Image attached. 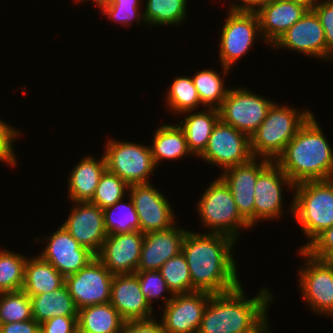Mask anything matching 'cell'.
<instances>
[{"label": "cell", "mask_w": 333, "mask_h": 333, "mask_svg": "<svg viewBox=\"0 0 333 333\" xmlns=\"http://www.w3.org/2000/svg\"><path fill=\"white\" fill-rule=\"evenodd\" d=\"M271 47L277 50L290 49L305 56L326 60L324 29L313 10H308Z\"/></svg>", "instance_id": "19"}, {"label": "cell", "mask_w": 333, "mask_h": 333, "mask_svg": "<svg viewBox=\"0 0 333 333\" xmlns=\"http://www.w3.org/2000/svg\"><path fill=\"white\" fill-rule=\"evenodd\" d=\"M222 27L218 52L222 72L226 76L233 65L253 48L257 37L261 40L262 36L256 12L229 10Z\"/></svg>", "instance_id": "7"}, {"label": "cell", "mask_w": 333, "mask_h": 333, "mask_svg": "<svg viewBox=\"0 0 333 333\" xmlns=\"http://www.w3.org/2000/svg\"><path fill=\"white\" fill-rule=\"evenodd\" d=\"M273 103L274 101L245 87H231L218 108L219 117L222 122L251 137L266 118Z\"/></svg>", "instance_id": "10"}, {"label": "cell", "mask_w": 333, "mask_h": 333, "mask_svg": "<svg viewBox=\"0 0 333 333\" xmlns=\"http://www.w3.org/2000/svg\"><path fill=\"white\" fill-rule=\"evenodd\" d=\"M250 137L219 120L211 133L208 145L198 157L211 165H217L222 172L250 161L253 158Z\"/></svg>", "instance_id": "11"}, {"label": "cell", "mask_w": 333, "mask_h": 333, "mask_svg": "<svg viewBox=\"0 0 333 333\" xmlns=\"http://www.w3.org/2000/svg\"><path fill=\"white\" fill-rule=\"evenodd\" d=\"M122 331L123 333H164L161 321H156V318L126 321Z\"/></svg>", "instance_id": "44"}, {"label": "cell", "mask_w": 333, "mask_h": 333, "mask_svg": "<svg viewBox=\"0 0 333 333\" xmlns=\"http://www.w3.org/2000/svg\"><path fill=\"white\" fill-rule=\"evenodd\" d=\"M294 1L295 3H299L309 10H312L321 0H290Z\"/></svg>", "instance_id": "47"}, {"label": "cell", "mask_w": 333, "mask_h": 333, "mask_svg": "<svg viewBox=\"0 0 333 333\" xmlns=\"http://www.w3.org/2000/svg\"><path fill=\"white\" fill-rule=\"evenodd\" d=\"M284 187L294 190L295 184L274 161H271L260 172L254 188L255 226L257 221L281 218L284 210L282 196Z\"/></svg>", "instance_id": "13"}, {"label": "cell", "mask_w": 333, "mask_h": 333, "mask_svg": "<svg viewBox=\"0 0 333 333\" xmlns=\"http://www.w3.org/2000/svg\"><path fill=\"white\" fill-rule=\"evenodd\" d=\"M141 0H108L98 6L102 15L107 16L110 21L118 22L124 27H130L135 21L145 23L144 15L140 12ZM136 19V20H135ZM133 20V21H132Z\"/></svg>", "instance_id": "37"}, {"label": "cell", "mask_w": 333, "mask_h": 333, "mask_svg": "<svg viewBox=\"0 0 333 333\" xmlns=\"http://www.w3.org/2000/svg\"><path fill=\"white\" fill-rule=\"evenodd\" d=\"M313 112L274 102L266 118L250 137L254 157L275 161Z\"/></svg>", "instance_id": "5"}, {"label": "cell", "mask_w": 333, "mask_h": 333, "mask_svg": "<svg viewBox=\"0 0 333 333\" xmlns=\"http://www.w3.org/2000/svg\"><path fill=\"white\" fill-rule=\"evenodd\" d=\"M129 203L124 199L103 209L104 227L107 235L140 231V222L134 203L130 197Z\"/></svg>", "instance_id": "31"}, {"label": "cell", "mask_w": 333, "mask_h": 333, "mask_svg": "<svg viewBox=\"0 0 333 333\" xmlns=\"http://www.w3.org/2000/svg\"><path fill=\"white\" fill-rule=\"evenodd\" d=\"M28 257L0 249V293L22 290Z\"/></svg>", "instance_id": "34"}, {"label": "cell", "mask_w": 333, "mask_h": 333, "mask_svg": "<svg viewBox=\"0 0 333 333\" xmlns=\"http://www.w3.org/2000/svg\"><path fill=\"white\" fill-rule=\"evenodd\" d=\"M125 321L111 303L86 306L78 310V333H119Z\"/></svg>", "instance_id": "28"}, {"label": "cell", "mask_w": 333, "mask_h": 333, "mask_svg": "<svg viewBox=\"0 0 333 333\" xmlns=\"http://www.w3.org/2000/svg\"><path fill=\"white\" fill-rule=\"evenodd\" d=\"M31 299L23 290L0 293V324L31 320Z\"/></svg>", "instance_id": "36"}, {"label": "cell", "mask_w": 333, "mask_h": 333, "mask_svg": "<svg viewBox=\"0 0 333 333\" xmlns=\"http://www.w3.org/2000/svg\"><path fill=\"white\" fill-rule=\"evenodd\" d=\"M309 9L294 1H266L257 11L262 40L272 46Z\"/></svg>", "instance_id": "23"}, {"label": "cell", "mask_w": 333, "mask_h": 333, "mask_svg": "<svg viewBox=\"0 0 333 333\" xmlns=\"http://www.w3.org/2000/svg\"><path fill=\"white\" fill-rule=\"evenodd\" d=\"M14 126H9V123L2 121L0 118V161L6 165L16 166L17 157L13 150V144L20 133Z\"/></svg>", "instance_id": "41"}, {"label": "cell", "mask_w": 333, "mask_h": 333, "mask_svg": "<svg viewBox=\"0 0 333 333\" xmlns=\"http://www.w3.org/2000/svg\"><path fill=\"white\" fill-rule=\"evenodd\" d=\"M105 170L104 155L98 160L92 155L81 158L68 177L69 200L71 202H90Z\"/></svg>", "instance_id": "24"}, {"label": "cell", "mask_w": 333, "mask_h": 333, "mask_svg": "<svg viewBox=\"0 0 333 333\" xmlns=\"http://www.w3.org/2000/svg\"><path fill=\"white\" fill-rule=\"evenodd\" d=\"M0 333H40V324L35 319L0 324Z\"/></svg>", "instance_id": "45"}, {"label": "cell", "mask_w": 333, "mask_h": 333, "mask_svg": "<svg viewBox=\"0 0 333 333\" xmlns=\"http://www.w3.org/2000/svg\"><path fill=\"white\" fill-rule=\"evenodd\" d=\"M65 283V277L39 255L27 258L22 290L29 296L50 293Z\"/></svg>", "instance_id": "27"}, {"label": "cell", "mask_w": 333, "mask_h": 333, "mask_svg": "<svg viewBox=\"0 0 333 333\" xmlns=\"http://www.w3.org/2000/svg\"><path fill=\"white\" fill-rule=\"evenodd\" d=\"M216 70L203 69L191 77L198 92L201 104L205 108H219L230 88L225 87L224 77Z\"/></svg>", "instance_id": "32"}, {"label": "cell", "mask_w": 333, "mask_h": 333, "mask_svg": "<svg viewBox=\"0 0 333 333\" xmlns=\"http://www.w3.org/2000/svg\"><path fill=\"white\" fill-rule=\"evenodd\" d=\"M187 231L175 224L166 230L144 233L137 271L160 270L167 260L182 252Z\"/></svg>", "instance_id": "21"}, {"label": "cell", "mask_w": 333, "mask_h": 333, "mask_svg": "<svg viewBox=\"0 0 333 333\" xmlns=\"http://www.w3.org/2000/svg\"><path fill=\"white\" fill-rule=\"evenodd\" d=\"M200 197L196 211L203 226L209 228L208 233L227 235L237 241L242 228L251 229L240 215L232 192L219 175Z\"/></svg>", "instance_id": "6"}, {"label": "cell", "mask_w": 333, "mask_h": 333, "mask_svg": "<svg viewBox=\"0 0 333 333\" xmlns=\"http://www.w3.org/2000/svg\"><path fill=\"white\" fill-rule=\"evenodd\" d=\"M73 208L63 226L70 235L95 256L99 253L107 233L103 209L90 202H72Z\"/></svg>", "instance_id": "20"}, {"label": "cell", "mask_w": 333, "mask_h": 333, "mask_svg": "<svg viewBox=\"0 0 333 333\" xmlns=\"http://www.w3.org/2000/svg\"><path fill=\"white\" fill-rule=\"evenodd\" d=\"M110 303L125 322L154 317V310L146 301L135 274L113 276Z\"/></svg>", "instance_id": "22"}, {"label": "cell", "mask_w": 333, "mask_h": 333, "mask_svg": "<svg viewBox=\"0 0 333 333\" xmlns=\"http://www.w3.org/2000/svg\"><path fill=\"white\" fill-rule=\"evenodd\" d=\"M127 192H129V185L116 174L106 169L100 178L90 203L104 209L124 199L125 195H128Z\"/></svg>", "instance_id": "38"}, {"label": "cell", "mask_w": 333, "mask_h": 333, "mask_svg": "<svg viewBox=\"0 0 333 333\" xmlns=\"http://www.w3.org/2000/svg\"><path fill=\"white\" fill-rule=\"evenodd\" d=\"M32 318L42 323L57 316H78V309L65 283L50 293L29 296Z\"/></svg>", "instance_id": "29"}, {"label": "cell", "mask_w": 333, "mask_h": 333, "mask_svg": "<svg viewBox=\"0 0 333 333\" xmlns=\"http://www.w3.org/2000/svg\"><path fill=\"white\" fill-rule=\"evenodd\" d=\"M236 242L227 235L187 231L182 253L187 260L192 292L222 294L241 285L232 256Z\"/></svg>", "instance_id": "1"}, {"label": "cell", "mask_w": 333, "mask_h": 333, "mask_svg": "<svg viewBox=\"0 0 333 333\" xmlns=\"http://www.w3.org/2000/svg\"><path fill=\"white\" fill-rule=\"evenodd\" d=\"M298 253L304 256L298 275L302 298L313 312L333 318V260L316 259L303 249Z\"/></svg>", "instance_id": "9"}, {"label": "cell", "mask_w": 333, "mask_h": 333, "mask_svg": "<svg viewBox=\"0 0 333 333\" xmlns=\"http://www.w3.org/2000/svg\"><path fill=\"white\" fill-rule=\"evenodd\" d=\"M78 316H57L40 323V333H78Z\"/></svg>", "instance_id": "43"}, {"label": "cell", "mask_w": 333, "mask_h": 333, "mask_svg": "<svg viewBox=\"0 0 333 333\" xmlns=\"http://www.w3.org/2000/svg\"><path fill=\"white\" fill-rule=\"evenodd\" d=\"M243 288L211 294L197 333H269L267 311L274 295L264 287L248 299Z\"/></svg>", "instance_id": "2"}, {"label": "cell", "mask_w": 333, "mask_h": 333, "mask_svg": "<svg viewBox=\"0 0 333 333\" xmlns=\"http://www.w3.org/2000/svg\"><path fill=\"white\" fill-rule=\"evenodd\" d=\"M258 159L260 161L258 162ZM271 162L253 157L250 161L230 167L219 174L232 192L240 215L254 226V188L260 172Z\"/></svg>", "instance_id": "17"}, {"label": "cell", "mask_w": 333, "mask_h": 333, "mask_svg": "<svg viewBox=\"0 0 333 333\" xmlns=\"http://www.w3.org/2000/svg\"><path fill=\"white\" fill-rule=\"evenodd\" d=\"M88 1V0H80L79 2ZM92 1L95 2L96 6L98 7L100 4L107 2L108 0H89V2Z\"/></svg>", "instance_id": "48"}, {"label": "cell", "mask_w": 333, "mask_h": 333, "mask_svg": "<svg viewBox=\"0 0 333 333\" xmlns=\"http://www.w3.org/2000/svg\"><path fill=\"white\" fill-rule=\"evenodd\" d=\"M134 274L138 277L141 291L151 308L155 299L161 298L164 301V306L172 299L173 294L168 289L166 281L159 270L136 271ZM163 292H168L167 294L170 297H165Z\"/></svg>", "instance_id": "39"}, {"label": "cell", "mask_w": 333, "mask_h": 333, "mask_svg": "<svg viewBox=\"0 0 333 333\" xmlns=\"http://www.w3.org/2000/svg\"><path fill=\"white\" fill-rule=\"evenodd\" d=\"M143 12L146 25L180 26L187 13V0H146Z\"/></svg>", "instance_id": "30"}, {"label": "cell", "mask_w": 333, "mask_h": 333, "mask_svg": "<svg viewBox=\"0 0 333 333\" xmlns=\"http://www.w3.org/2000/svg\"><path fill=\"white\" fill-rule=\"evenodd\" d=\"M323 1V2H322ZM312 10L318 16L324 29L326 61L333 59V0H322Z\"/></svg>", "instance_id": "40"}, {"label": "cell", "mask_w": 333, "mask_h": 333, "mask_svg": "<svg viewBox=\"0 0 333 333\" xmlns=\"http://www.w3.org/2000/svg\"><path fill=\"white\" fill-rule=\"evenodd\" d=\"M303 250L316 259L333 260V226L323 230Z\"/></svg>", "instance_id": "42"}, {"label": "cell", "mask_w": 333, "mask_h": 333, "mask_svg": "<svg viewBox=\"0 0 333 333\" xmlns=\"http://www.w3.org/2000/svg\"><path fill=\"white\" fill-rule=\"evenodd\" d=\"M288 207L309 239L304 249L323 230L333 226V178L296 184Z\"/></svg>", "instance_id": "4"}, {"label": "cell", "mask_w": 333, "mask_h": 333, "mask_svg": "<svg viewBox=\"0 0 333 333\" xmlns=\"http://www.w3.org/2000/svg\"><path fill=\"white\" fill-rule=\"evenodd\" d=\"M128 195L134 203L142 233L166 230L177 223L170 200L153 184L129 185Z\"/></svg>", "instance_id": "14"}, {"label": "cell", "mask_w": 333, "mask_h": 333, "mask_svg": "<svg viewBox=\"0 0 333 333\" xmlns=\"http://www.w3.org/2000/svg\"><path fill=\"white\" fill-rule=\"evenodd\" d=\"M274 162L295 185L333 178V150L313 113Z\"/></svg>", "instance_id": "3"}, {"label": "cell", "mask_w": 333, "mask_h": 333, "mask_svg": "<svg viewBox=\"0 0 333 333\" xmlns=\"http://www.w3.org/2000/svg\"><path fill=\"white\" fill-rule=\"evenodd\" d=\"M211 293L175 294L162 309L164 333H197Z\"/></svg>", "instance_id": "15"}, {"label": "cell", "mask_w": 333, "mask_h": 333, "mask_svg": "<svg viewBox=\"0 0 333 333\" xmlns=\"http://www.w3.org/2000/svg\"><path fill=\"white\" fill-rule=\"evenodd\" d=\"M45 240L46 247L39 256L52 264L64 277L77 273L96 257L81 246L63 226Z\"/></svg>", "instance_id": "18"}, {"label": "cell", "mask_w": 333, "mask_h": 333, "mask_svg": "<svg viewBox=\"0 0 333 333\" xmlns=\"http://www.w3.org/2000/svg\"><path fill=\"white\" fill-rule=\"evenodd\" d=\"M113 274L94 257L77 273L65 277L77 309L110 302Z\"/></svg>", "instance_id": "12"}, {"label": "cell", "mask_w": 333, "mask_h": 333, "mask_svg": "<svg viewBox=\"0 0 333 333\" xmlns=\"http://www.w3.org/2000/svg\"><path fill=\"white\" fill-rule=\"evenodd\" d=\"M267 1H287V0H267Z\"/></svg>", "instance_id": "49"}, {"label": "cell", "mask_w": 333, "mask_h": 333, "mask_svg": "<svg viewBox=\"0 0 333 333\" xmlns=\"http://www.w3.org/2000/svg\"><path fill=\"white\" fill-rule=\"evenodd\" d=\"M185 114L188 115L178 125L184 132L189 151L197 158L206 149L211 133L220 120L219 111L217 108H205L204 111H188L181 115Z\"/></svg>", "instance_id": "25"}, {"label": "cell", "mask_w": 333, "mask_h": 333, "mask_svg": "<svg viewBox=\"0 0 333 333\" xmlns=\"http://www.w3.org/2000/svg\"><path fill=\"white\" fill-rule=\"evenodd\" d=\"M143 242L141 231L107 235L96 257L113 275L134 274Z\"/></svg>", "instance_id": "16"}, {"label": "cell", "mask_w": 333, "mask_h": 333, "mask_svg": "<svg viewBox=\"0 0 333 333\" xmlns=\"http://www.w3.org/2000/svg\"><path fill=\"white\" fill-rule=\"evenodd\" d=\"M150 147L152 158L157 167L161 161L180 160L192 153L189 151L183 130L176 124H163L153 133Z\"/></svg>", "instance_id": "26"}, {"label": "cell", "mask_w": 333, "mask_h": 333, "mask_svg": "<svg viewBox=\"0 0 333 333\" xmlns=\"http://www.w3.org/2000/svg\"><path fill=\"white\" fill-rule=\"evenodd\" d=\"M165 96V103L170 109L169 111H174L173 113L178 115L194 111L202 105L190 76H176Z\"/></svg>", "instance_id": "33"}, {"label": "cell", "mask_w": 333, "mask_h": 333, "mask_svg": "<svg viewBox=\"0 0 333 333\" xmlns=\"http://www.w3.org/2000/svg\"><path fill=\"white\" fill-rule=\"evenodd\" d=\"M266 1L267 0H238L239 3H230L229 10L256 12Z\"/></svg>", "instance_id": "46"}, {"label": "cell", "mask_w": 333, "mask_h": 333, "mask_svg": "<svg viewBox=\"0 0 333 333\" xmlns=\"http://www.w3.org/2000/svg\"><path fill=\"white\" fill-rule=\"evenodd\" d=\"M104 157L106 169L123 179L128 185L148 184L157 168L150 147L113 138L106 142Z\"/></svg>", "instance_id": "8"}, {"label": "cell", "mask_w": 333, "mask_h": 333, "mask_svg": "<svg viewBox=\"0 0 333 333\" xmlns=\"http://www.w3.org/2000/svg\"><path fill=\"white\" fill-rule=\"evenodd\" d=\"M159 271L173 295L192 293V280L182 252L167 260Z\"/></svg>", "instance_id": "35"}]
</instances>
